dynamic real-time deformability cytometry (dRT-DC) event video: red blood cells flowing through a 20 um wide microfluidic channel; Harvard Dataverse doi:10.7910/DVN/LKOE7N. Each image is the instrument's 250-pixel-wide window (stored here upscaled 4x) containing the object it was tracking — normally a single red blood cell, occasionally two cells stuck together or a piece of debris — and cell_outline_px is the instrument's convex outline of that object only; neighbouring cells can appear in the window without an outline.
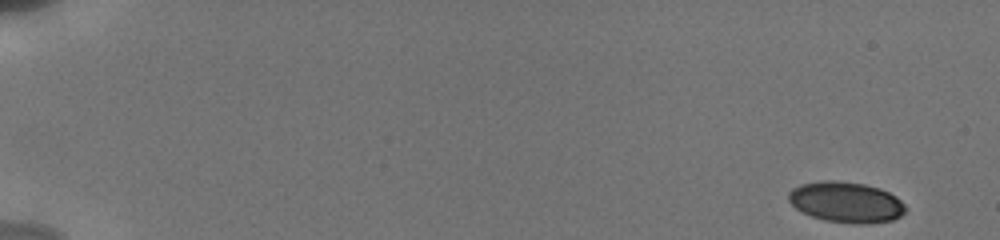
{"species": "human", "species_latin": "Homo sapiens", "temperature_condition": "cold", "stored_images_in_passage": 41, "camera_frame_rate_fps": 3000, "um_per_image_px": 0.085, "donor": {"sex": "male"}, "frame": {"image": 1, "passage_image": 1, "time_ms": 0.0, "image_size_px": [1000, 240], "cell_outline_px": [[904, 212], [900, 216], [892, 220], [868, 224], [856, 224], [824, 220], [812, 216], [796, 208], [788, 200], [788, 192], [792, 188], [800, 184], [820, 180], [836, 180], [864, 184], [880, 188], [896, 196], [904, 204]], "centroid_in_image_um": [71.9, 17.17], "position_along_channel_um": 13.1, "area_um2": 27.8}}
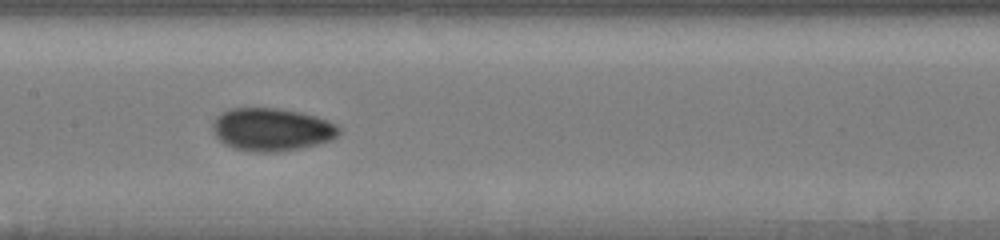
{"frame": {"image": 2, "passage_image": 22, "time_ms": 9.0, "image_size_px": [1000, 240], "cell_outline_px": [[340, 132], [332, 140], [300, 148], [276, 152], [256, 152], [232, 148], [224, 144], [212, 132], [212, 124], [216, 116], [220, 112], [228, 108], [280, 108], [300, 112], [316, 116], [328, 120], [336, 124], [340, 128]], "centroid_in_image_um": [23.07, 11.0], "position_along_channel_um": 184.3, "area_um2": 31.85}}
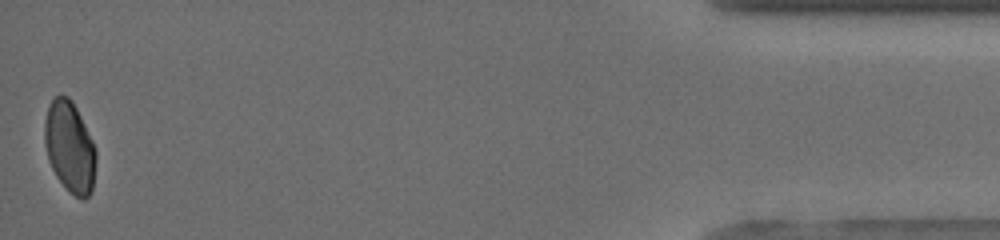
{"frame": {"image": 3, "passage_image": 41, "time_ms": 17.333, "image_size_px": [1000, 240], "cell_outline_px": [[96, 160], [92, 192], [84, 200], [68, 192], [56, 176], [48, 160], [44, 140], [44, 120], [48, 104], [56, 96], [68, 96], [72, 100], [92, 140], [96, 152]], "centroid_in_image_um": [5.91, 12.51], "position_along_channel_um": 429.3, "area_um2": 27.34}, "authors_computed_cell_mechanics": {"area_um2": 28.9, "velocity_mm_per_s": 3.8419, "shape_relaxation_time_tau1_ms": 3.6535, "shape_relaxation_time_tau2_ms": null, "deformation_change_tau1": 0.1072, "deformation_change_tau2": null}}